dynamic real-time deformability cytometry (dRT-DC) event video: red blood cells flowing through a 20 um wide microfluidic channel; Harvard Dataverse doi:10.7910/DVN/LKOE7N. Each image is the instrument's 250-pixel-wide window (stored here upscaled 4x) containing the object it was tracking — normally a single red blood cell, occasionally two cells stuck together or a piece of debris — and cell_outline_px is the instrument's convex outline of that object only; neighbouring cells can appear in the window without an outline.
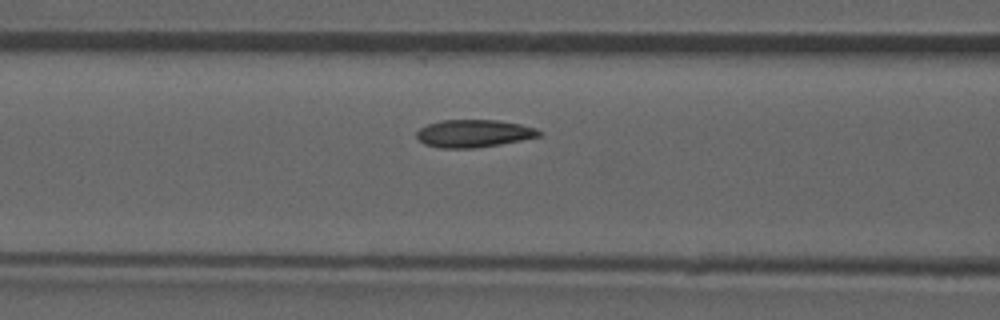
{"species": "common noctule bat (a hibernating species)", "species_latin": "Nyctalus noctula", "temperature_condition": "room temperature", "stored_images_in_passage": 15, "camera_frame_rate_fps": 3000, "um_per_image_px": 0.085, "animal": {"sex": "male", "forearm_length_mm": 52.5}, "frame": {"image": 1, "passage_image": 13, "time_ms": 4.0, "image_size_px": [1000, 320], "cell_outline_px": [[544, 132], [540, 136], [500, 144], [476, 148], [440, 148], [424, 144], [416, 136], [416, 132], [420, 128], [428, 124], [440, 120], [496, 120], [520, 124], [536, 128]], "centroid_in_image_um": [40.27, 11.34], "position_along_channel_um": 126.3, "area_um2": 19.71}}